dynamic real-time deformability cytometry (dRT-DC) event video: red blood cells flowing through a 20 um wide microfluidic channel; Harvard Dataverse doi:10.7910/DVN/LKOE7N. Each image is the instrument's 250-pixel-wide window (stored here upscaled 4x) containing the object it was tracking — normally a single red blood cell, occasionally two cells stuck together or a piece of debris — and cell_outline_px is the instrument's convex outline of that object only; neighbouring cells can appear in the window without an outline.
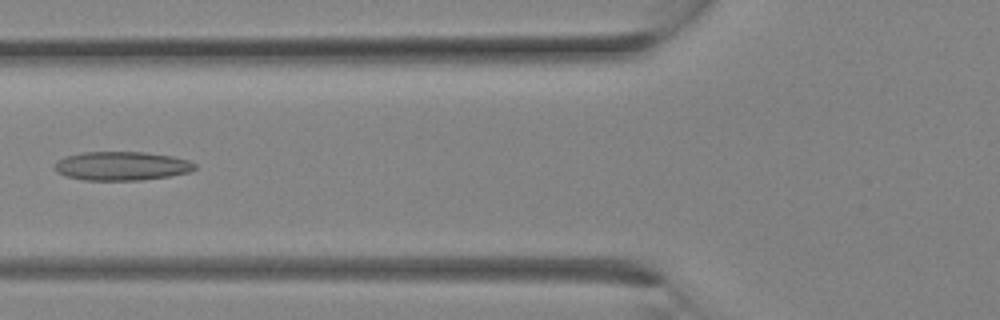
{"species": "Egyptian fruit bat (a non-hibernating species)", "species_latin": "Rousettus aegyptiacus", "temperature_condition": "room temperature", "stored_images_in_passage": 11, "camera_frame_rate_fps": 3000, "um_per_image_px": 0.085, "animal": {"sex": "female"}, "frame": {"image": 1, "passage_image": 10, "time_ms": 3.0, "image_size_px": [1000, 320], "cell_outline_px": [[196, 168], [188, 172], [168, 176], [140, 180], [84, 180], [68, 176], [56, 172], [56, 164], [64, 156], [80, 152], [144, 152], [172, 156], [188, 160], [196, 164]], "centroid_in_image_um": [10.35, 14.1], "position_along_channel_um": 115.5, "area_um2": 23.35}}